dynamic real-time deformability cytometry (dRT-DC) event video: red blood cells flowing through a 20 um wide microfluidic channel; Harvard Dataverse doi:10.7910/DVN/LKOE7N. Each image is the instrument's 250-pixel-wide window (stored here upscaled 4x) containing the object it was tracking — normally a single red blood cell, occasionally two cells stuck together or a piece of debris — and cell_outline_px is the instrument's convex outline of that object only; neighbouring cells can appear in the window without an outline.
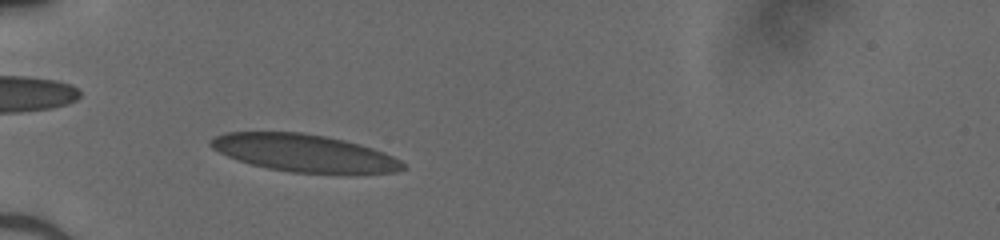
{"species": "human", "species_latin": "Homo sapiens", "temperature_condition": "cold", "stored_images_in_passage": 39, "camera_frame_rate_fps": 3000, "um_per_image_px": 0.085, "donor": {"sex": "male"}, "frame": {"image": 1, "passage_image": 7, "time_ms": 2.0, "image_size_px": [1000, 240], "cell_outline_px": [[408, 168], [396, 172], [292, 172], [268, 168], [236, 160], [212, 148], [208, 144], [216, 136], [228, 132], [300, 132], [324, 136], [344, 140], [360, 144], [384, 152], [408, 164]], "centroid_in_image_um": [25.86, 12.99], "position_along_channel_um": 59.1, "area_um2": 41.27}}
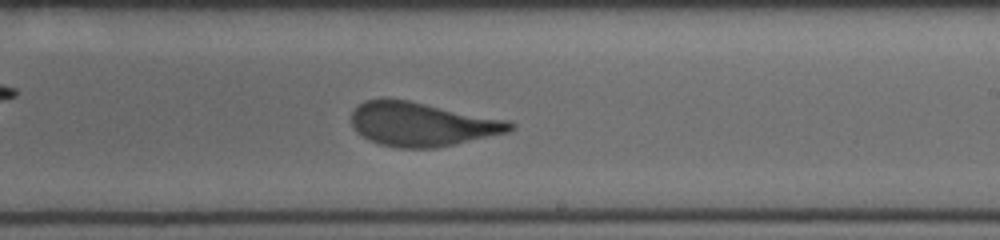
{"frame": {"image": 2, "passage_image": 22, "time_ms": 7.0, "image_size_px": [1000, 240], "cell_outline_px": [[516, 128], [508, 132], [436, 148], [396, 148], [380, 144], [368, 140], [356, 132], [352, 124], [352, 112], [364, 100], [408, 100], [512, 120], [516, 124]], "centroid_in_image_um": [35.93, 10.57], "position_along_channel_um": 253.1, "area_um2": 40.63}}
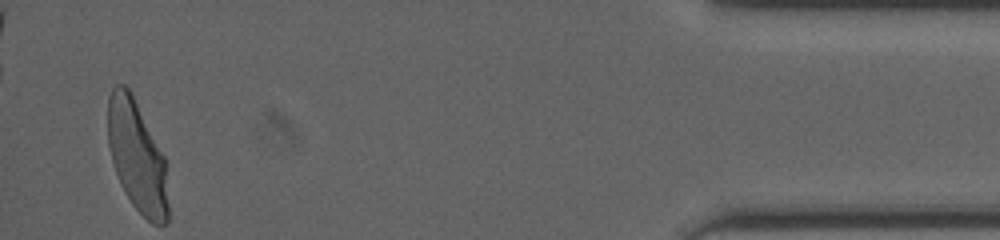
{"frame": {"image": 3, "passage_image": 39, "time_ms": 12.667, "image_size_px": [1000, 240], "cell_outline_px": [[168, 220], [164, 224], [152, 224], [132, 204], [120, 184], [112, 160], [108, 144], [108, 96], [112, 88], [116, 84], [124, 84], [128, 88], [164, 156], [168, 204]], "centroid_in_image_um": [11.63, 13.3], "position_along_channel_um": 423.6, "area_um2": 38.49}}